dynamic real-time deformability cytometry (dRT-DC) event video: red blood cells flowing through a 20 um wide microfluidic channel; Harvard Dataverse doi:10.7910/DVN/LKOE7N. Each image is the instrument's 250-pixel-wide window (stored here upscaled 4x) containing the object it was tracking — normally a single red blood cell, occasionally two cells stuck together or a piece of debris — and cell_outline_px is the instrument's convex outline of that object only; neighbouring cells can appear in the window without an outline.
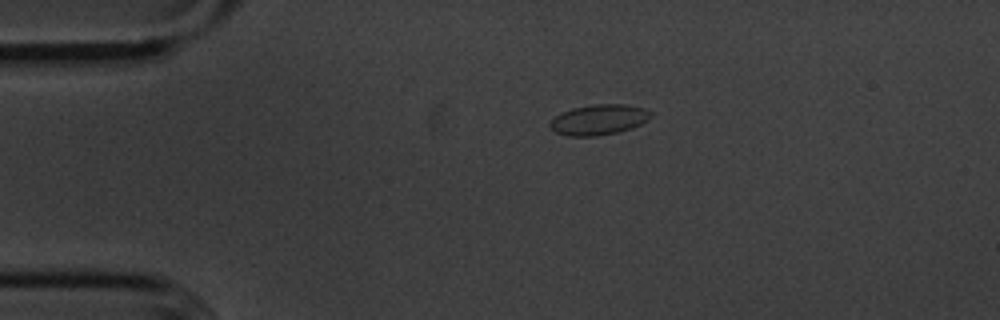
{"species": "common noctule bat (a hibernating species)", "species_latin": "Nyctalus noctula", "temperature_condition": "cold", "stored_images_in_passage": 45, "camera_frame_rate_fps": 3000, "um_per_image_px": 0.085, "animal": {"sex": "male", "body_mass_g": 20.1, "forearm_length_mm": 53.5}, "frame": {"image": 1, "passage_image": 1, "time_ms": 0.0, "image_size_px": [1000, 320], "cell_outline_px": [[652, 116], [648, 120], [632, 128], [616, 132], [596, 136], [568, 136], [556, 132], [548, 128], [548, 124], [556, 116], [572, 108], [592, 104], [628, 104], [644, 108], [652, 112]], "centroid_in_image_um": [50.91, 10.17], "position_along_channel_um": 34.1, "area_um2": 17.92}}
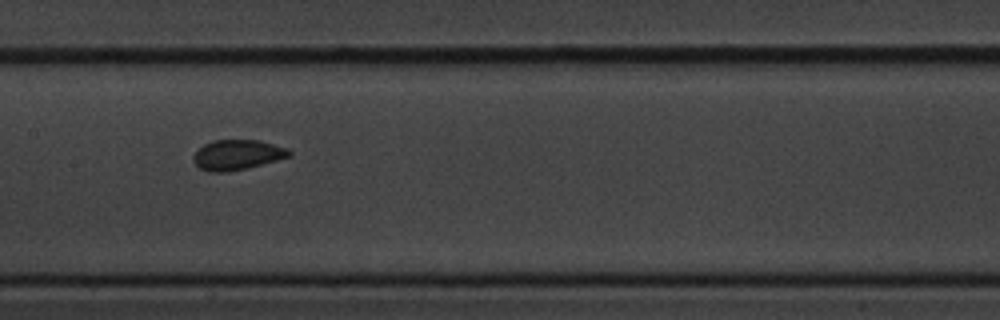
{"frame": {"image": 2, "passage_image": 17, "time_ms": 5.333, "image_size_px": [1000, 320], "cell_outline_px": [[292, 156], [248, 168], [228, 172], [208, 172], [200, 168], [192, 160], [192, 156], [204, 144], [212, 140], [260, 140], [288, 148], [292, 152]], "centroid_in_image_um": [20.18, 13.16], "position_along_channel_um": 187.2, "area_um2": 16.99}}
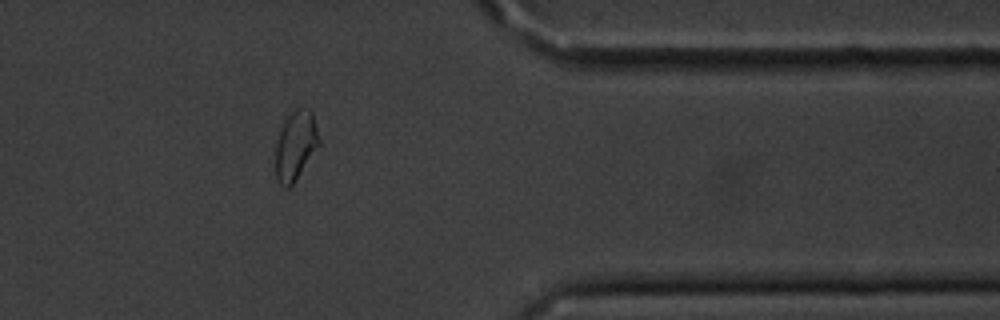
{"frame": {"image": 3, "passage_image": 35, "time_ms": 11.333, "image_size_px": [1000, 320], "cell_outline_px": [[320, 144], [296, 180], [288, 188], [284, 188], [276, 180], [276, 140], [284, 120], [296, 108], [300, 108], [312, 112], [320, 140]], "centroid_in_image_um": [25.11, 12.4], "position_along_channel_um": 386.3, "area_um2": 17.46}, "authors_computed_cell_mechanics": {"area_um2": 16.7042, "velocity_mm_per_s": 3.5805, "shape_relaxation_time_tau1_ms": 3.8843, "shape_relaxation_time_tau2_ms": 0.5326, "deformation_change_tau1": 0.0899, "deformation_change_tau2": 0.0486}}